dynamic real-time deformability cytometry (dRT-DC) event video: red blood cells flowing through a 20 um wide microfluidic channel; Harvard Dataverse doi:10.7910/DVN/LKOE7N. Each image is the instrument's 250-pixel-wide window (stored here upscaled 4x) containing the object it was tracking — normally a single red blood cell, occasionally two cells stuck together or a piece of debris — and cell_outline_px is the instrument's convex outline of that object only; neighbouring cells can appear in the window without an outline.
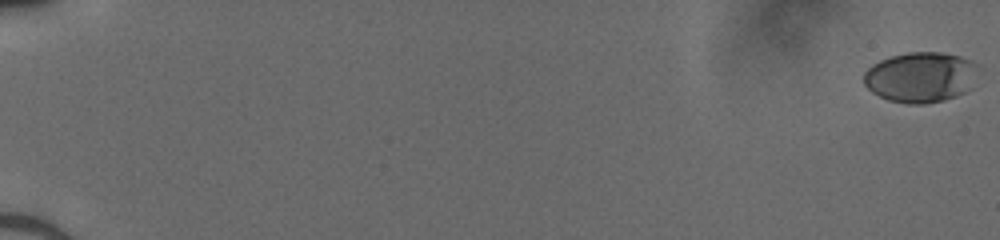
{"species": "human", "species_latin": "Homo sapiens", "temperature_condition": "cold", "stored_images_in_passage": 53, "camera_frame_rate_fps": 3000, "um_per_image_px": 0.085, "donor": {"sex": "male"}, "frame": {"image": 1, "passage_image": 1, "time_ms": 0.0, "image_size_px": [1000, 240], "cell_outline_px": [[980, 64], [968, 88], [964, 92], [956, 96], [944, 100], [924, 104], [908, 104], [888, 100], [872, 92], [864, 84], [864, 72], [872, 64], [880, 60], [892, 56], [908, 52], [940, 52], [960, 56], [972, 60]], "centroid_in_image_um": [78.24, 6.55], "position_along_channel_um": 6.8, "area_um2": 33.58}}
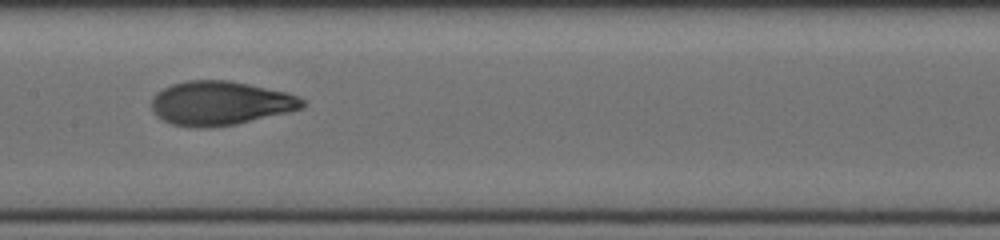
{"frame": {"image": 2, "passage_image": 30, "time_ms": 9.667, "image_size_px": [1000, 240], "cell_outline_px": [[304, 108], [288, 112], [236, 124], [172, 124], [156, 116], [152, 108], [152, 96], [156, 92], [172, 84], [188, 80], [232, 80], [288, 92], [304, 100]], "centroid_in_image_um": [18.76, 8.71], "position_along_channel_um": 188.6, "area_um2": 37.8}}
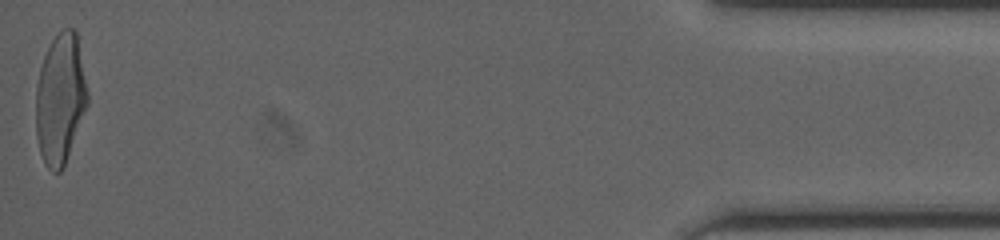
{"frame": {"image": 3, "passage_image": 53, "time_ms": 17.333, "image_size_px": [1000, 240], "cell_outline_px": [[88, 104], [64, 168], [60, 172], [52, 172], [44, 164], [40, 152], [36, 136], [36, 84], [40, 68], [44, 56], [52, 40], [64, 28], [72, 28], [76, 32], [88, 92]], "centroid_in_image_um": [5.12, 8.46], "position_along_channel_um": 430.1, "area_um2": 39.3}}